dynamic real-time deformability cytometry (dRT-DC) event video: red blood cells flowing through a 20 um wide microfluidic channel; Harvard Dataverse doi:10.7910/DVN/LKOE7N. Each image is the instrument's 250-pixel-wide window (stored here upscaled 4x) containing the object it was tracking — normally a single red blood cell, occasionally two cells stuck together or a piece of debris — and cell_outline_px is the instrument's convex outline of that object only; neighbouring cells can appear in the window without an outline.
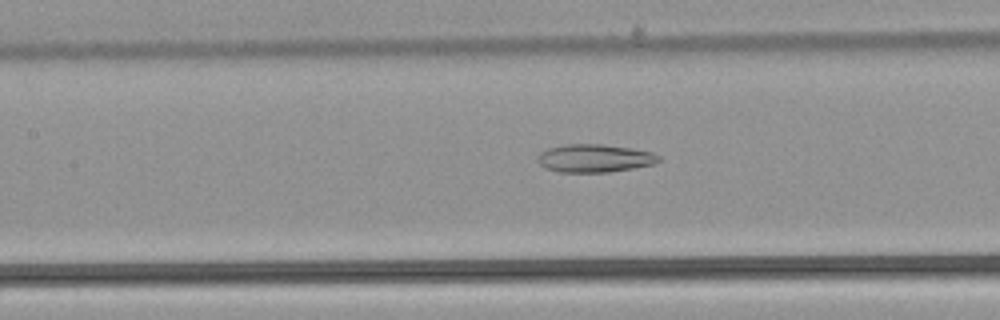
{"species": "common noctule bat (a hibernating species)", "species_latin": "Nyctalus noctula", "temperature_condition": "warm", "stored_images_in_passage": 50, "camera_frame_rate_fps": 3000, "um_per_image_px": 0.085, "animal": {"sex": "male", "body_mass_g": 21.5, "forearm_length_mm": 52.0}, "frame": {"image": 1, "passage_image": 24, "time_ms": 7.667, "image_size_px": [1000, 320], "cell_outline_px": [[660, 160], [652, 164], [632, 168], [608, 172], [560, 172], [544, 168], [536, 160], [536, 156], [540, 152], [548, 148], [564, 144], [604, 144], [632, 148], [652, 152], [660, 156]], "centroid_in_image_um": [50.49, 13.44], "position_along_channel_um": 156.9, "area_um2": 19.88}}
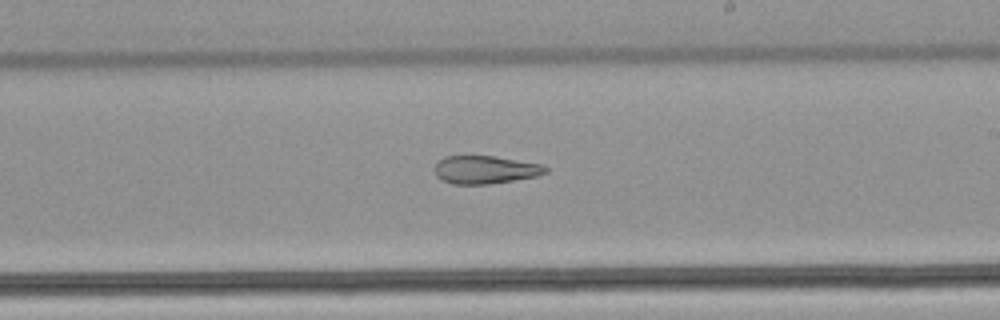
{"frame": {"image": 2, "passage_image": 31, "time_ms": 10.0, "image_size_px": [1000, 320], "cell_outline_px": [[548, 172], [536, 176], [488, 184], [452, 184], [436, 176], [436, 164], [444, 156], [496, 156], [540, 164], [548, 168]], "centroid_in_image_um": [41.25, 14.42], "position_along_channel_um": 247.7, "area_um2": 17.86}}
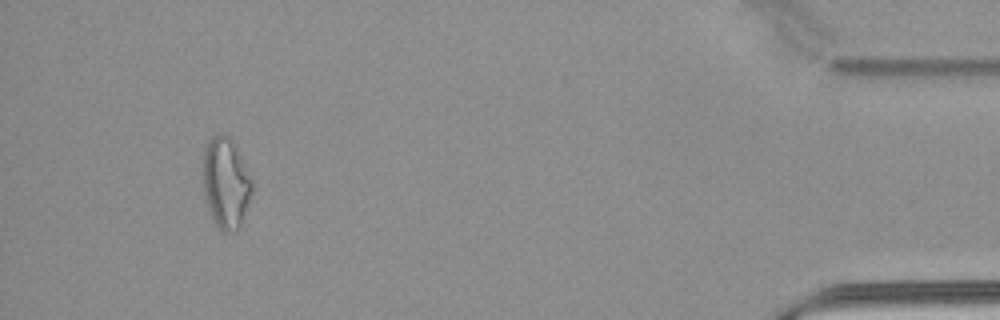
{"frame": {"image": 3, "passage_image": 49, "time_ms": 16.0, "image_size_px": [1000, 320], "cell_outline_px": [[252, 192], [240, 228], [236, 232], [224, 232], [216, 224], [204, 200], [200, 176], [200, 160], [204, 148], [208, 140], [212, 136], [220, 132], [228, 136], [232, 140], [252, 180]], "centroid_in_image_um": [19.12, 15.53], "position_along_channel_um": 416.1, "area_um2": 26.76}}